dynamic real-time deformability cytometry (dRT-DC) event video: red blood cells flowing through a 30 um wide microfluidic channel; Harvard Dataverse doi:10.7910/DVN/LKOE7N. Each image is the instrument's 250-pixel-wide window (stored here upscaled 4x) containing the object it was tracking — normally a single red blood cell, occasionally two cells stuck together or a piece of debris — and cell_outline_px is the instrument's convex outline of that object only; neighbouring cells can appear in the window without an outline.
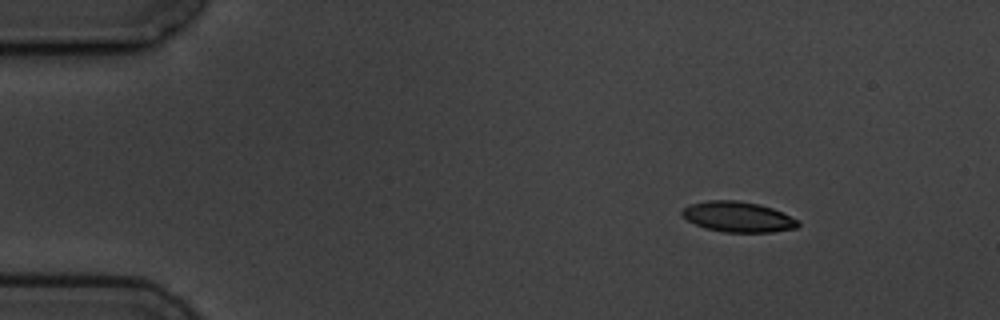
{"species": "common noctule bat (a hibernating species)", "species_latin": "Nyctalus noctula", "temperature_condition": "cold", "stored_images_in_passage": 5, "camera_frame_rate_fps": 3000, "um_per_image_px": 0.085, "animal": {"sex": "male", "body_mass_g": 19.5, "forearm_length_mm": 54.6}, "frame": {"image": 1, "passage_image": 2, "time_ms": 1.333, "image_size_px": [1000, 320], "cell_outline_px": [[800, 224], [796, 228], [772, 232], [724, 232], [704, 228], [688, 220], [680, 212], [688, 204], [708, 200], [736, 200], [760, 204], [772, 208], [800, 220]], "centroid_in_image_um": [62.74, 18.43], "position_along_channel_um": 22.3, "area_um2": 20.63}}
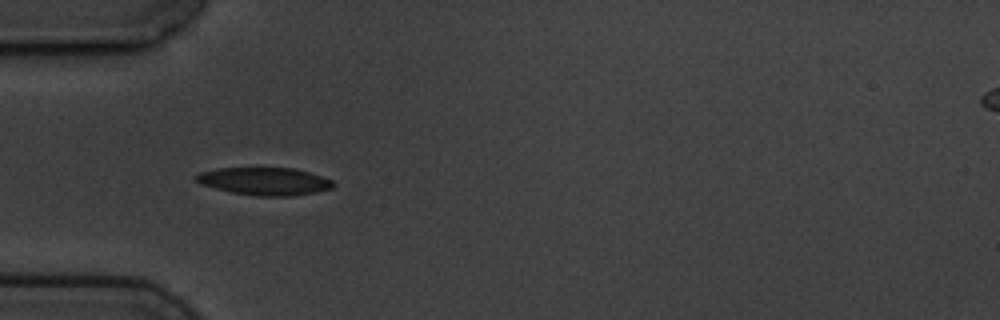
{"frame": {"image": 2, "passage_image": 5, "time_ms": 4.667, "image_size_px": [1000, 320], "cell_outline_px": [[336, 184], [332, 188], [316, 192], [292, 196], [256, 196], [232, 192], [200, 184], [192, 176], [200, 172], [220, 168], [292, 168], [308, 172], [332, 180]], "centroid_in_image_um": [22.48, 15.41], "position_along_channel_um": 62.5, "area_um2": 22.02}}